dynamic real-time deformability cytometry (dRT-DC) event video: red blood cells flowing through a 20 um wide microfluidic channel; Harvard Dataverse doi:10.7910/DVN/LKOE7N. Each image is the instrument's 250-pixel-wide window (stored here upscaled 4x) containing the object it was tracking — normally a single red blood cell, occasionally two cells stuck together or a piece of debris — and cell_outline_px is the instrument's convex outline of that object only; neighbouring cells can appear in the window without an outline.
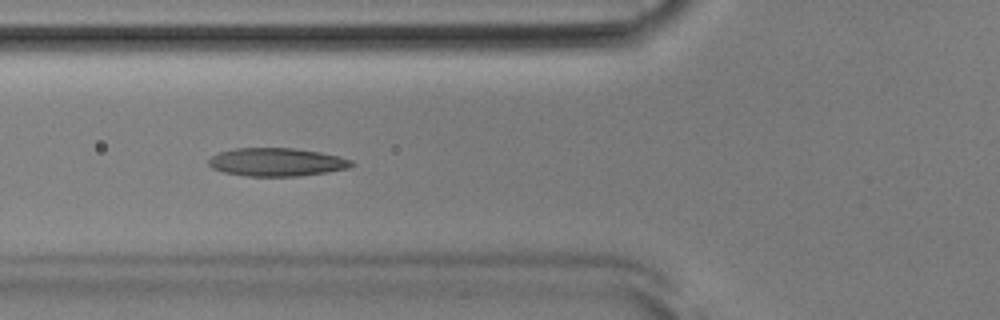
{"species": "Egyptian fruit bat (a non-hibernating species)", "species_latin": "Rousettus aegyptiacus", "temperature_condition": "room temperature", "stored_images_in_passage": 52, "camera_frame_rate_fps": 3000, "um_per_image_px": 0.085, "animal": {"sex": "male"}, "frame": {"image": 1, "passage_image": 19, "time_ms": 6.0, "image_size_px": [1000, 320], "cell_outline_px": [[356, 164], [348, 168], [328, 172], [300, 176], [248, 176], [224, 172], [212, 168], [208, 164], [208, 160], [212, 156], [220, 152], [236, 148], [292, 148], [320, 152], [340, 156], [352, 160]], "centroid_in_image_um": [23.55, 13.78], "position_along_channel_um": 102.2, "area_um2": 23.52}}
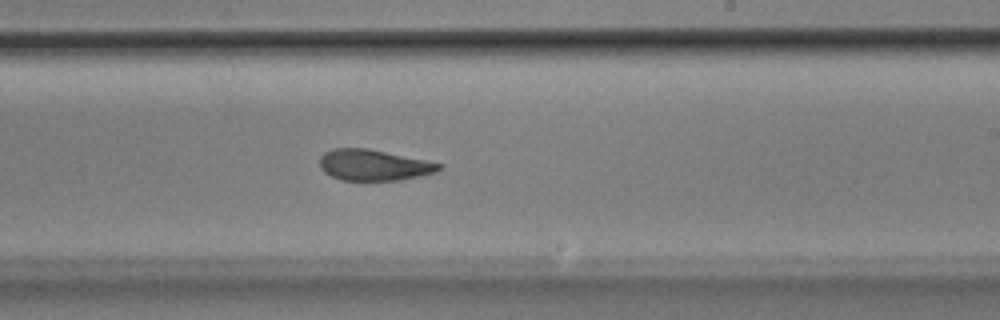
{"frame": {"image": 2, "passage_image": 31, "time_ms": 10.0, "image_size_px": [1000, 320], "cell_outline_px": [[444, 168], [436, 172], [400, 180], [340, 180], [324, 172], [320, 168], [320, 156], [324, 152], [332, 148], [368, 148], [444, 164]], "centroid_in_image_um": [31.76, 14.02], "position_along_channel_um": 257.2, "area_um2": 21.62}}
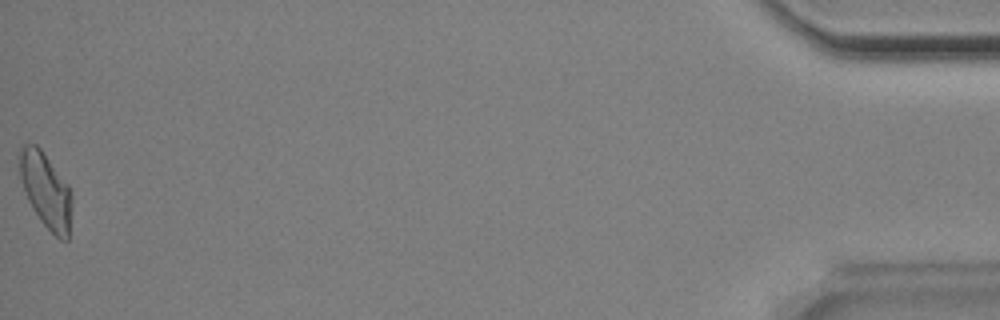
{"frame": {"image": 3, "passage_image": 52, "time_ms": 17.0, "image_size_px": [1000, 320], "cell_outline_px": [[72, 204], [68, 240], [60, 240], [40, 220], [28, 200], [20, 176], [20, 148], [24, 144], [36, 144], [40, 148], [68, 184], [72, 196]], "centroid_in_image_um": [3.92, 16.19], "position_along_channel_um": 431.3, "area_um2": 22.6}, "authors_computed_cell_mechanics": {"area_um2": 22.5998, "velocity_mm_per_s": 3.8788, "shape_relaxation_time_tau1_ms": 10.6621, "shape_relaxation_time_tau2_ms": 2.9348, "deformation_change_tau1": 0.2529, "deformation_change_tau2": 0.1064}}